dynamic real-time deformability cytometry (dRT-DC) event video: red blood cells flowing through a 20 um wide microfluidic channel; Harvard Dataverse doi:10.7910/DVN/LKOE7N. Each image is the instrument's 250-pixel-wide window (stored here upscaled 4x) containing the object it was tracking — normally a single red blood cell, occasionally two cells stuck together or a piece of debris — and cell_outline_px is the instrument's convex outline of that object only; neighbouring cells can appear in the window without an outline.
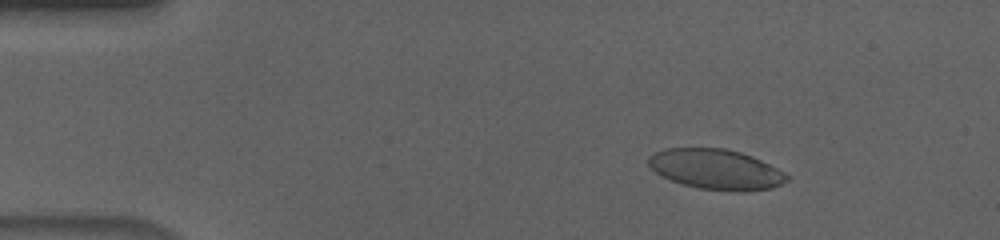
{"species": "human", "species_latin": "Homo sapiens", "temperature_condition": "cold", "stored_images_in_passage": 32, "camera_frame_rate_fps": 3000, "um_per_image_px": 0.085, "donor": {"sex": "male"}, "frame": {"image": 1, "passage_image": 1, "time_ms": 0.0, "image_size_px": [1000, 240], "cell_outline_px": [[788, 180], [772, 188], [744, 192], [736, 192], [696, 188], [680, 184], [660, 176], [648, 164], [648, 156], [664, 148], [724, 148], [740, 152], [752, 156], [784, 172], [788, 176]], "centroid_in_image_um": [60.83, 14.4], "position_along_channel_um": 24.2, "area_um2": 32.6}}
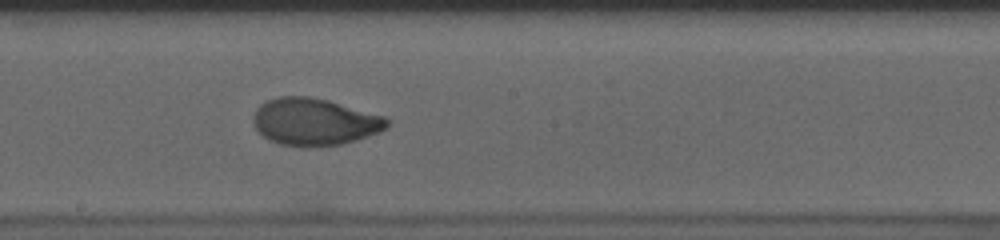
{"frame": {"image": 2, "passage_image": 24, "time_ms": 7.667, "image_size_px": [1000, 240], "cell_outline_px": [[392, 120], [388, 128], [380, 132], [356, 140], [340, 144], [308, 148], [280, 144], [268, 140], [256, 128], [252, 120], [252, 116], [256, 108], [260, 104], [276, 96], [312, 96], [328, 100], [384, 116]], "centroid_in_image_um": [26.74, 10.35], "position_along_channel_um": 221.5, "area_um2": 37.22}}
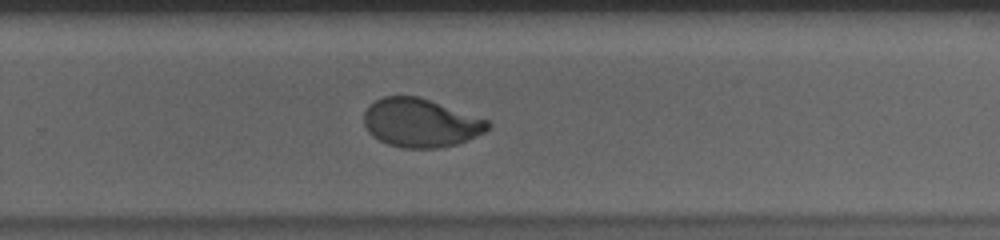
{"frame": {"image": 3, "passage_image": 30, "time_ms": 9.667, "image_size_px": [1000, 240], "cell_outline_px": [[492, 124], [484, 132], [456, 144], [440, 148], [404, 148], [388, 144], [372, 136], [368, 132], [364, 124], [364, 112], [368, 104], [384, 96], [420, 96], [488, 120]], "centroid_in_image_um": [35.72, 10.43], "position_along_channel_um": 294.1, "area_um2": 35.08}}